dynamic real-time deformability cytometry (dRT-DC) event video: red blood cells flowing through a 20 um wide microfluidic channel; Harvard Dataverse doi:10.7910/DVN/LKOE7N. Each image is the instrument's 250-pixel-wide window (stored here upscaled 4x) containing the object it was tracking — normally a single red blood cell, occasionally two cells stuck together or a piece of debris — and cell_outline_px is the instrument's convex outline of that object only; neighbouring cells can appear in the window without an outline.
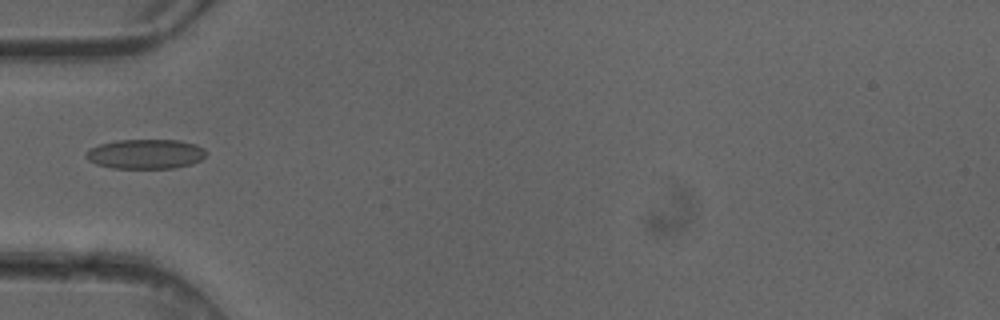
{"species": "common noctule bat (a hibernating species)", "species_latin": "Nyctalus noctula", "temperature_condition": "cold", "stored_images_in_passage": 2, "camera_frame_rate_fps": 3000, "um_per_image_px": 0.085, "animal": {"sex": "female"}, "frame": {"image": 1, "passage_image": 2, "time_ms": 0.333, "image_size_px": [1000, 320], "cell_outline_px": [[208, 152], [200, 160], [192, 164], [176, 168], [112, 168], [96, 164], [88, 160], [84, 156], [84, 152], [100, 144], [116, 140], [180, 140], [196, 144], [204, 148]], "centroid_in_image_um": [12.38, 13.09], "position_along_channel_um": 72.6, "area_um2": 20.92}}